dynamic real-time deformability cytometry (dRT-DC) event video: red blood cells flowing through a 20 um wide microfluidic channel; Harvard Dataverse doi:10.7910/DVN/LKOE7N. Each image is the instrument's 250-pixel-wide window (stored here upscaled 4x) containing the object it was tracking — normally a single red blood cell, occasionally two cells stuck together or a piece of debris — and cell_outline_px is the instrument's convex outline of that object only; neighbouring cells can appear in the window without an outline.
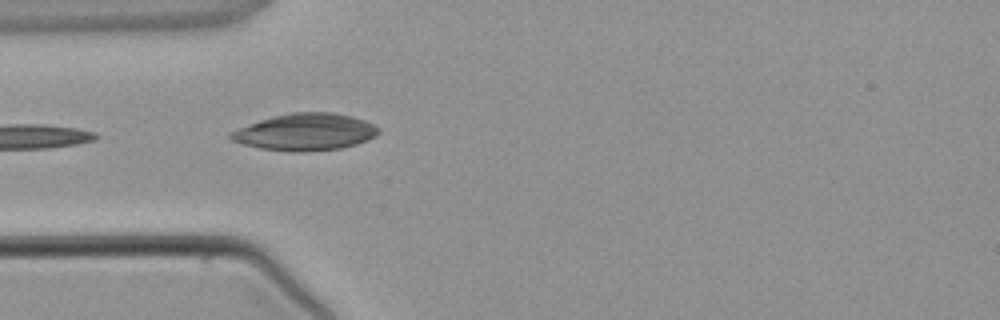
{"species": "common noctule bat (a hibernating species)", "species_latin": "Nyctalus noctula", "temperature_condition": "warm", "stored_images_in_passage": 3, "camera_frame_rate_fps": 3000, "um_per_image_px": 0.085, "animal": {"sex": "male", "body_mass_g": 21.5, "forearm_length_mm": 52.0}, "frame": {"image": 1, "passage_image": 3, "time_ms": 2.667, "image_size_px": [1000, 320], "cell_outline_px": [[380, 132], [376, 136], [356, 144], [340, 148], [304, 152], [292, 152], [260, 148], [244, 144], [232, 140], [228, 136], [228, 132], [260, 120], [272, 116], [292, 112], [332, 112], [352, 116], [364, 120], [380, 128]], "centroid_in_image_um": [25.95, 11.22], "position_along_channel_um": 59.0, "area_um2": 31.79}}